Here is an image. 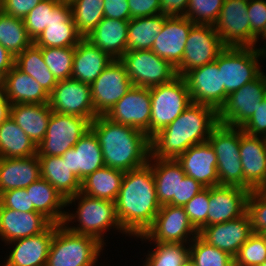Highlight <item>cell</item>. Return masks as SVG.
Returning a JSON list of instances; mask_svg holds the SVG:
<instances>
[{"label":"cell","mask_w":266,"mask_h":266,"mask_svg":"<svg viewBox=\"0 0 266 266\" xmlns=\"http://www.w3.org/2000/svg\"><path fill=\"white\" fill-rule=\"evenodd\" d=\"M125 172L104 166L81 181V192L98 199L116 201Z\"/></svg>","instance_id":"d590c367"},{"label":"cell","mask_w":266,"mask_h":266,"mask_svg":"<svg viewBox=\"0 0 266 266\" xmlns=\"http://www.w3.org/2000/svg\"><path fill=\"white\" fill-rule=\"evenodd\" d=\"M259 266H266V260L262 264H260Z\"/></svg>","instance_id":"89a4df30"},{"label":"cell","mask_w":266,"mask_h":266,"mask_svg":"<svg viewBox=\"0 0 266 266\" xmlns=\"http://www.w3.org/2000/svg\"><path fill=\"white\" fill-rule=\"evenodd\" d=\"M0 12H2V0H0Z\"/></svg>","instance_id":"a7ac6f4b"},{"label":"cell","mask_w":266,"mask_h":266,"mask_svg":"<svg viewBox=\"0 0 266 266\" xmlns=\"http://www.w3.org/2000/svg\"><path fill=\"white\" fill-rule=\"evenodd\" d=\"M83 37L78 33L70 4L59 2L51 11V20L34 41L38 47H75Z\"/></svg>","instance_id":"cb8c5ba5"},{"label":"cell","mask_w":266,"mask_h":266,"mask_svg":"<svg viewBox=\"0 0 266 266\" xmlns=\"http://www.w3.org/2000/svg\"><path fill=\"white\" fill-rule=\"evenodd\" d=\"M49 105L52 112L87 118L90 122L98 116L90 85L72 78L58 81L49 95Z\"/></svg>","instance_id":"9a60e30c"},{"label":"cell","mask_w":266,"mask_h":266,"mask_svg":"<svg viewBox=\"0 0 266 266\" xmlns=\"http://www.w3.org/2000/svg\"><path fill=\"white\" fill-rule=\"evenodd\" d=\"M261 191L266 195V185L261 189Z\"/></svg>","instance_id":"003e7915"},{"label":"cell","mask_w":266,"mask_h":266,"mask_svg":"<svg viewBox=\"0 0 266 266\" xmlns=\"http://www.w3.org/2000/svg\"><path fill=\"white\" fill-rule=\"evenodd\" d=\"M253 234L249 214L224 223L203 227L198 235L207 243L235 257Z\"/></svg>","instance_id":"7402d4cb"},{"label":"cell","mask_w":266,"mask_h":266,"mask_svg":"<svg viewBox=\"0 0 266 266\" xmlns=\"http://www.w3.org/2000/svg\"><path fill=\"white\" fill-rule=\"evenodd\" d=\"M0 207H7L21 212L35 211L34 205H30V198L25 188L1 193Z\"/></svg>","instance_id":"816d5d0a"},{"label":"cell","mask_w":266,"mask_h":266,"mask_svg":"<svg viewBox=\"0 0 266 266\" xmlns=\"http://www.w3.org/2000/svg\"><path fill=\"white\" fill-rule=\"evenodd\" d=\"M198 231L188 219L184 207L162 205L155 216L153 224L144 234L135 237V241L143 243H184L189 244L196 236Z\"/></svg>","instance_id":"30bf717a"},{"label":"cell","mask_w":266,"mask_h":266,"mask_svg":"<svg viewBox=\"0 0 266 266\" xmlns=\"http://www.w3.org/2000/svg\"><path fill=\"white\" fill-rule=\"evenodd\" d=\"M104 17L117 20H130L127 0H104Z\"/></svg>","instance_id":"6f0895ef"},{"label":"cell","mask_w":266,"mask_h":266,"mask_svg":"<svg viewBox=\"0 0 266 266\" xmlns=\"http://www.w3.org/2000/svg\"><path fill=\"white\" fill-rule=\"evenodd\" d=\"M36 212L41 213L52 224H63L66 214V200L45 179L39 178L25 188Z\"/></svg>","instance_id":"d6a6232c"},{"label":"cell","mask_w":266,"mask_h":266,"mask_svg":"<svg viewBox=\"0 0 266 266\" xmlns=\"http://www.w3.org/2000/svg\"><path fill=\"white\" fill-rule=\"evenodd\" d=\"M153 243V248L151 247ZM148 250L142 266H187L190 258L189 244L148 242Z\"/></svg>","instance_id":"ab89813d"},{"label":"cell","mask_w":266,"mask_h":266,"mask_svg":"<svg viewBox=\"0 0 266 266\" xmlns=\"http://www.w3.org/2000/svg\"><path fill=\"white\" fill-rule=\"evenodd\" d=\"M119 60L133 86L150 88L171 82L178 76L176 68L152 50L127 51Z\"/></svg>","instance_id":"8fae6325"},{"label":"cell","mask_w":266,"mask_h":266,"mask_svg":"<svg viewBox=\"0 0 266 266\" xmlns=\"http://www.w3.org/2000/svg\"><path fill=\"white\" fill-rule=\"evenodd\" d=\"M248 1L224 0L214 28L226 47L256 46L257 42L251 37Z\"/></svg>","instance_id":"5bb4252c"},{"label":"cell","mask_w":266,"mask_h":266,"mask_svg":"<svg viewBox=\"0 0 266 266\" xmlns=\"http://www.w3.org/2000/svg\"><path fill=\"white\" fill-rule=\"evenodd\" d=\"M41 177L37 154L26 158H0V194L24 189Z\"/></svg>","instance_id":"4dcf8cb0"},{"label":"cell","mask_w":266,"mask_h":266,"mask_svg":"<svg viewBox=\"0 0 266 266\" xmlns=\"http://www.w3.org/2000/svg\"><path fill=\"white\" fill-rule=\"evenodd\" d=\"M105 116L114 122L139 129L150 138V88L132 86Z\"/></svg>","instance_id":"ac0fdd59"},{"label":"cell","mask_w":266,"mask_h":266,"mask_svg":"<svg viewBox=\"0 0 266 266\" xmlns=\"http://www.w3.org/2000/svg\"><path fill=\"white\" fill-rule=\"evenodd\" d=\"M115 204L121 227L130 238L144 234L153 224L161 205L148 163L125 172Z\"/></svg>","instance_id":"6da1fadb"},{"label":"cell","mask_w":266,"mask_h":266,"mask_svg":"<svg viewBox=\"0 0 266 266\" xmlns=\"http://www.w3.org/2000/svg\"><path fill=\"white\" fill-rule=\"evenodd\" d=\"M58 224H51L39 235L21 238L6 245L9 253L1 266H46L53 234Z\"/></svg>","instance_id":"ffe728a7"},{"label":"cell","mask_w":266,"mask_h":266,"mask_svg":"<svg viewBox=\"0 0 266 266\" xmlns=\"http://www.w3.org/2000/svg\"><path fill=\"white\" fill-rule=\"evenodd\" d=\"M59 2V0H42L23 18L27 33L33 42L50 23L51 11Z\"/></svg>","instance_id":"f6af8a7d"},{"label":"cell","mask_w":266,"mask_h":266,"mask_svg":"<svg viewBox=\"0 0 266 266\" xmlns=\"http://www.w3.org/2000/svg\"><path fill=\"white\" fill-rule=\"evenodd\" d=\"M208 142L217 157L219 185L244 188L243 167L240 160V128L218 124Z\"/></svg>","instance_id":"ba28073f"},{"label":"cell","mask_w":266,"mask_h":266,"mask_svg":"<svg viewBox=\"0 0 266 266\" xmlns=\"http://www.w3.org/2000/svg\"><path fill=\"white\" fill-rule=\"evenodd\" d=\"M104 248L96 238L75 234L61 224L54 231L46 266H98Z\"/></svg>","instance_id":"5b68a950"},{"label":"cell","mask_w":266,"mask_h":266,"mask_svg":"<svg viewBox=\"0 0 266 266\" xmlns=\"http://www.w3.org/2000/svg\"><path fill=\"white\" fill-rule=\"evenodd\" d=\"M247 213L253 233L260 234L266 231V195L261 190L250 191L247 199Z\"/></svg>","instance_id":"681fc988"},{"label":"cell","mask_w":266,"mask_h":266,"mask_svg":"<svg viewBox=\"0 0 266 266\" xmlns=\"http://www.w3.org/2000/svg\"><path fill=\"white\" fill-rule=\"evenodd\" d=\"M101 146L105 166L128 172L148 163L150 138L145 132L98 115L90 124Z\"/></svg>","instance_id":"3957f363"},{"label":"cell","mask_w":266,"mask_h":266,"mask_svg":"<svg viewBox=\"0 0 266 266\" xmlns=\"http://www.w3.org/2000/svg\"><path fill=\"white\" fill-rule=\"evenodd\" d=\"M51 113L52 110L49 103H16L11 106L10 117L26 133L34 144L38 146L46 135Z\"/></svg>","instance_id":"836d02e7"},{"label":"cell","mask_w":266,"mask_h":266,"mask_svg":"<svg viewBox=\"0 0 266 266\" xmlns=\"http://www.w3.org/2000/svg\"><path fill=\"white\" fill-rule=\"evenodd\" d=\"M239 152L244 189L261 190L266 185V137L248 135L240 128Z\"/></svg>","instance_id":"44dd1931"},{"label":"cell","mask_w":266,"mask_h":266,"mask_svg":"<svg viewBox=\"0 0 266 266\" xmlns=\"http://www.w3.org/2000/svg\"><path fill=\"white\" fill-rule=\"evenodd\" d=\"M241 129L248 135L266 137V97Z\"/></svg>","instance_id":"f5cc1de1"},{"label":"cell","mask_w":266,"mask_h":266,"mask_svg":"<svg viewBox=\"0 0 266 266\" xmlns=\"http://www.w3.org/2000/svg\"><path fill=\"white\" fill-rule=\"evenodd\" d=\"M59 1L65 3V4H70L71 5L76 0H59Z\"/></svg>","instance_id":"e7e4bbea"},{"label":"cell","mask_w":266,"mask_h":266,"mask_svg":"<svg viewBox=\"0 0 266 266\" xmlns=\"http://www.w3.org/2000/svg\"><path fill=\"white\" fill-rule=\"evenodd\" d=\"M52 223L36 211L21 212L0 207V240L6 246L12 241L39 235Z\"/></svg>","instance_id":"d4e9b609"},{"label":"cell","mask_w":266,"mask_h":266,"mask_svg":"<svg viewBox=\"0 0 266 266\" xmlns=\"http://www.w3.org/2000/svg\"><path fill=\"white\" fill-rule=\"evenodd\" d=\"M192 266H234V257L204 241L197 235L190 243Z\"/></svg>","instance_id":"7bdbcfd3"},{"label":"cell","mask_w":266,"mask_h":266,"mask_svg":"<svg viewBox=\"0 0 266 266\" xmlns=\"http://www.w3.org/2000/svg\"><path fill=\"white\" fill-rule=\"evenodd\" d=\"M3 90L12 105L49 103V95L41 85L15 65L4 76Z\"/></svg>","instance_id":"1f68e13d"},{"label":"cell","mask_w":266,"mask_h":266,"mask_svg":"<svg viewBox=\"0 0 266 266\" xmlns=\"http://www.w3.org/2000/svg\"><path fill=\"white\" fill-rule=\"evenodd\" d=\"M87 118L52 112L46 135L37 146V156H62L90 130Z\"/></svg>","instance_id":"9c48e42d"},{"label":"cell","mask_w":266,"mask_h":266,"mask_svg":"<svg viewBox=\"0 0 266 266\" xmlns=\"http://www.w3.org/2000/svg\"><path fill=\"white\" fill-rule=\"evenodd\" d=\"M208 205L209 188H204L184 206L189 221L198 232L207 226Z\"/></svg>","instance_id":"c3c4849f"},{"label":"cell","mask_w":266,"mask_h":266,"mask_svg":"<svg viewBox=\"0 0 266 266\" xmlns=\"http://www.w3.org/2000/svg\"><path fill=\"white\" fill-rule=\"evenodd\" d=\"M189 0H160V13L168 16H185Z\"/></svg>","instance_id":"680465c9"},{"label":"cell","mask_w":266,"mask_h":266,"mask_svg":"<svg viewBox=\"0 0 266 266\" xmlns=\"http://www.w3.org/2000/svg\"><path fill=\"white\" fill-rule=\"evenodd\" d=\"M168 15L140 17L129 20L127 51L151 50Z\"/></svg>","instance_id":"74e56055"},{"label":"cell","mask_w":266,"mask_h":266,"mask_svg":"<svg viewBox=\"0 0 266 266\" xmlns=\"http://www.w3.org/2000/svg\"><path fill=\"white\" fill-rule=\"evenodd\" d=\"M249 193V190L237 186L210 187L207 226L231 221L245 214Z\"/></svg>","instance_id":"d6986e66"},{"label":"cell","mask_w":266,"mask_h":266,"mask_svg":"<svg viewBox=\"0 0 266 266\" xmlns=\"http://www.w3.org/2000/svg\"><path fill=\"white\" fill-rule=\"evenodd\" d=\"M148 164L152 167L159 204L178 206L179 181L185 172L176 159H158L151 155Z\"/></svg>","instance_id":"83f0119b"},{"label":"cell","mask_w":266,"mask_h":266,"mask_svg":"<svg viewBox=\"0 0 266 266\" xmlns=\"http://www.w3.org/2000/svg\"><path fill=\"white\" fill-rule=\"evenodd\" d=\"M265 52L256 47H225L218 55V69L227 96L255 80L263 71Z\"/></svg>","instance_id":"8992f818"},{"label":"cell","mask_w":266,"mask_h":266,"mask_svg":"<svg viewBox=\"0 0 266 266\" xmlns=\"http://www.w3.org/2000/svg\"><path fill=\"white\" fill-rule=\"evenodd\" d=\"M204 188L205 187L195 179L185 175L184 179L179 181L178 206L184 207L187 202Z\"/></svg>","instance_id":"9f6ffc18"},{"label":"cell","mask_w":266,"mask_h":266,"mask_svg":"<svg viewBox=\"0 0 266 266\" xmlns=\"http://www.w3.org/2000/svg\"><path fill=\"white\" fill-rule=\"evenodd\" d=\"M23 19L0 12V44L16 57L33 44Z\"/></svg>","instance_id":"60d3db41"},{"label":"cell","mask_w":266,"mask_h":266,"mask_svg":"<svg viewBox=\"0 0 266 266\" xmlns=\"http://www.w3.org/2000/svg\"><path fill=\"white\" fill-rule=\"evenodd\" d=\"M132 86L124 64L114 59L90 85L95 112L105 115Z\"/></svg>","instance_id":"2e32d148"},{"label":"cell","mask_w":266,"mask_h":266,"mask_svg":"<svg viewBox=\"0 0 266 266\" xmlns=\"http://www.w3.org/2000/svg\"><path fill=\"white\" fill-rule=\"evenodd\" d=\"M72 205L76 206L74 208L75 211L71 210V212L69 208L66 209L65 219L62 224L70 232L92 236L104 246H107L105 241L107 240L108 242L106 238L108 236L106 234L111 229H113L112 232L117 230L116 232H119V234H125L123 236L130 238L121 227L114 201L91 197L80 191L66 200V207Z\"/></svg>","instance_id":"277c9868"},{"label":"cell","mask_w":266,"mask_h":266,"mask_svg":"<svg viewBox=\"0 0 266 266\" xmlns=\"http://www.w3.org/2000/svg\"><path fill=\"white\" fill-rule=\"evenodd\" d=\"M218 124L215 109L192 102L172 123L150 139L151 156L177 159L192 145L207 142Z\"/></svg>","instance_id":"7a4b0ae2"},{"label":"cell","mask_w":266,"mask_h":266,"mask_svg":"<svg viewBox=\"0 0 266 266\" xmlns=\"http://www.w3.org/2000/svg\"><path fill=\"white\" fill-rule=\"evenodd\" d=\"M44 62L57 81L71 78L75 47H39Z\"/></svg>","instance_id":"ee69618b"},{"label":"cell","mask_w":266,"mask_h":266,"mask_svg":"<svg viewBox=\"0 0 266 266\" xmlns=\"http://www.w3.org/2000/svg\"><path fill=\"white\" fill-rule=\"evenodd\" d=\"M223 3L224 0H189L185 17L194 24L214 25Z\"/></svg>","instance_id":"7dc6e473"},{"label":"cell","mask_w":266,"mask_h":266,"mask_svg":"<svg viewBox=\"0 0 266 266\" xmlns=\"http://www.w3.org/2000/svg\"><path fill=\"white\" fill-rule=\"evenodd\" d=\"M248 18L250 19L251 37L257 42L266 28V0L248 1Z\"/></svg>","instance_id":"f907efd6"},{"label":"cell","mask_w":266,"mask_h":266,"mask_svg":"<svg viewBox=\"0 0 266 266\" xmlns=\"http://www.w3.org/2000/svg\"><path fill=\"white\" fill-rule=\"evenodd\" d=\"M150 97V139L192 103L186 80L179 75L171 82L150 87Z\"/></svg>","instance_id":"52a82bcc"},{"label":"cell","mask_w":266,"mask_h":266,"mask_svg":"<svg viewBox=\"0 0 266 266\" xmlns=\"http://www.w3.org/2000/svg\"><path fill=\"white\" fill-rule=\"evenodd\" d=\"M214 25L194 24L189 31L181 63L176 67L177 75L214 62L225 49Z\"/></svg>","instance_id":"7c38bea8"},{"label":"cell","mask_w":266,"mask_h":266,"mask_svg":"<svg viewBox=\"0 0 266 266\" xmlns=\"http://www.w3.org/2000/svg\"><path fill=\"white\" fill-rule=\"evenodd\" d=\"M4 78L0 75V92L3 91Z\"/></svg>","instance_id":"be15d7a7"},{"label":"cell","mask_w":266,"mask_h":266,"mask_svg":"<svg viewBox=\"0 0 266 266\" xmlns=\"http://www.w3.org/2000/svg\"><path fill=\"white\" fill-rule=\"evenodd\" d=\"M11 106L8 98L5 96L4 90L0 92V125L10 117Z\"/></svg>","instance_id":"94428289"},{"label":"cell","mask_w":266,"mask_h":266,"mask_svg":"<svg viewBox=\"0 0 266 266\" xmlns=\"http://www.w3.org/2000/svg\"><path fill=\"white\" fill-rule=\"evenodd\" d=\"M37 154V146L9 117L0 125V158H26Z\"/></svg>","instance_id":"8d00e7d4"},{"label":"cell","mask_w":266,"mask_h":266,"mask_svg":"<svg viewBox=\"0 0 266 266\" xmlns=\"http://www.w3.org/2000/svg\"><path fill=\"white\" fill-rule=\"evenodd\" d=\"M261 41V42H260ZM260 43V44H259ZM264 45H263V44ZM259 44V45H258ZM261 46V47H260ZM258 50L265 52L266 51V28L264 30V32L258 37L257 39V43L255 46Z\"/></svg>","instance_id":"6125c7cd"},{"label":"cell","mask_w":266,"mask_h":266,"mask_svg":"<svg viewBox=\"0 0 266 266\" xmlns=\"http://www.w3.org/2000/svg\"><path fill=\"white\" fill-rule=\"evenodd\" d=\"M260 235L263 237V239L265 240V243H266V231H263L262 233H260Z\"/></svg>","instance_id":"03108f58"},{"label":"cell","mask_w":266,"mask_h":266,"mask_svg":"<svg viewBox=\"0 0 266 266\" xmlns=\"http://www.w3.org/2000/svg\"><path fill=\"white\" fill-rule=\"evenodd\" d=\"M193 25L185 16H168L151 50L176 68L182 61L187 37Z\"/></svg>","instance_id":"603a6c76"},{"label":"cell","mask_w":266,"mask_h":266,"mask_svg":"<svg viewBox=\"0 0 266 266\" xmlns=\"http://www.w3.org/2000/svg\"><path fill=\"white\" fill-rule=\"evenodd\" d=\"M130 19L160 14V0H127Z\"/></svg>","instance_id":"11a10c76"},{"label":"cell","mask_w":266,"mask_h":266,"mask_svg":"<svg viewBox=\"0 0 266 266\" xmlns=\"http://www.w3.org/2000/svg\"><path fill=\"white\" fill-rule=\"evenodd\" d=\"M104 0H76L71 4L78 33L85 38L104 18Z\"/></svg>","instance_id":"b9f144b4"},{"label":"cell","mask_w":266,"mask_h":266,"mask_svg":"<svg viewBox=\"0 0 266 266\" xmlns=\"http://www.w3.org/2000/svg\"><path fill=\"white\" fill-rule=\"evenodd\" d=\"M113 60L86 38H82L75 46L71 78L91 85Z\"/></svg>","instance_id":"f1b7e54d"},{"label":"cell","mask_w":266,"mask_h":266,"mask_svg":"<svg viewBox=\"0 0 266 266\" xmlns=\"http://www.w3.org/2000/svg\"><path fill=\"white\" fill-rule=\"evenodd\" d=\"M183 77L192 102L210 106L217 112L224 105L226 91L218 69V57L214 62L188 71Z\"/></svg>","instance_id":"e0dca14e"},{"label":"cell","mask_w":266,"mask_h":266,"mask_svg":"<svg viewBox=\"0 0 266 266\" xmlns=\"http://www.w3.org/2000/svg\"><path fill=\"white\" fill-rule=\"evenodd\" d=\"M266 97V73L227 96L218 113V123L241 128Z\"/></svg>","instance_id":"4fadbf2b"},{"label":"cell","mask_w":266,"mask_h":266,"mask_svg":"<svg viewBox=\"0 0 266 266\" xmlns=\"http://www.w3.org/2000/svg\"><path fill=\"white\" fill-rule=\"evenodd\" d=\"M70 171L83 181L89 174L105 166L101 146L97 136L90 129L71 149L62 156Z\"/></svg>","instance_id":"4316f807"},{"label":"cell","mask_w":266,"mask_h":266,"mask_svg":"<svg viewBox=\"0 0 266 266\" xmlns=\"http://www.w3.org/2000/svg\"><path fill=\"white\" fill-rule=\"evenodd\" d=\"M14 65L34 78L48 95L58 83L44 62L41 49L34 43L15 57Z\"/></svg>","instance_id":"f35d334b"},{"label":"cell","mask_w":266,"mask_h":266,"mask_svg":"<svg viewBox=\"0 0 266 266\" xmlns=\"http://www.w3.org/2000/svg\"><path fill=\"white\" fill-rule=\"evenodd\" d=\"M185 174L205 188L219 185L217 157L210 143L192 145L176 159Z\"/></svg>","instance_id":"484cf974"},{"label":"cell","mask_w":266,"mask_h":266,"mask_svg":"<svg viewBox=\"0 0 266 266\" xmlns=\"http://www.w3.org/2000/svg\"><path fill=\"white\" fill-rule=\"evenodd\" d=\"M265 260V240L260 234L253 233L234 257V266H259Z\"/></svg>","instance_id":"bcb514c9"},{"label":"cell","mask_w":266,"mask_h":266,"mask_svg":"<svg viewBox=\"0 0 266 266\" xmlns=\"http://www.w3.org/2000/svg\"><path fill=\"white\" fill-rule=\"evenodd\" d=\"M41 178L48 181L67 200L81 191V181L61 156H38Z\"/></svg>","instance_id":"e575fe53"},{"label":"cell","mask_w":266,"mask_h":266,"mask_svg":"<svg viewBox=\"0 0 266 266\" xmlns=\"http://www.w3.org/2000/svg\"><path fill=\"white\" fill-rule=\"evenodd\" d=\"M128 24L129 20L104 17L85 38L112 59H120L127 52Z\"/></svg>","instance_id":"f546056e"},{"label":"cell","mask_w":266,"mask_h":266,"mask_svg":"<svg viewBox=\"0 0 266 266\" xmlns=\"http://www.w3.org/2000/svg\"><path fill=\"white\" fill-rule=\"evenodd\" d=\"M42 0H2V12L23 19Z\"/></svg>","instance_id":"db71d44e"},{"label":"cell","mask_w":266,"mask_h":266,"mask_svg":"<svg viewBox=\"0 0 266 266\" xmlns=\"http://www.w3.org/2000/svg\"><path fill=\"white\" fill-rule=\"evenodd\" d=\"M14 62L15 57L0 44V75L3 78L12 69Z\"/></svg>","instance_id":"91938a15"}]
</instances>
